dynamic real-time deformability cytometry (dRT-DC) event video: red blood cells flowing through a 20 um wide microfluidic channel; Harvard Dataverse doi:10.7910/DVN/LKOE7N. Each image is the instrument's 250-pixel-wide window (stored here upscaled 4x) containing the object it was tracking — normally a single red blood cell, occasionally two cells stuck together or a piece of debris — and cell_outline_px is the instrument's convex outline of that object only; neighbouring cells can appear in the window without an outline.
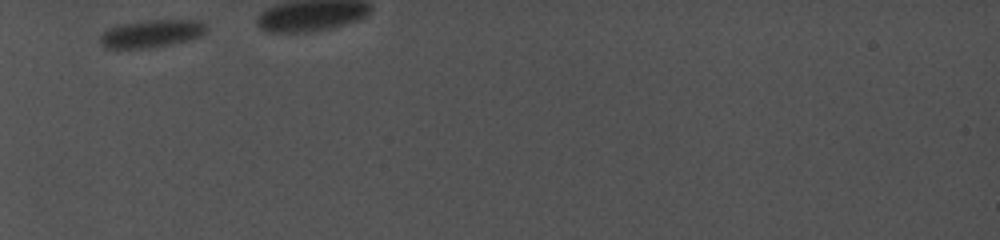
{"species": "common noctule bat (a hibernating species)", "species_latin": "Nyctalus noctula", "temperature_condition": "cold", "stored_images_in_passage": 18, "camera_frame_rate_fps": 5000, "um_per_image_px": 0.085, "animal": {"sex": "female", "body_mass_g": 19.0, "forearm_length_mm": 56.7}, "frame": {"image": 1, "passage_image": 1, "time_ms": 0.0, "image_size_px": [1000, 240], "cell_outline_px": [[208, 28], [200, 36], [172, 44], [144, 48], [104, 48], [100, 44], [100, 36], [108, 28], [120, 24], [148, 20], [200, 20]], "centroid_in_image_um": [12.85, 2.85], "position_along_channel_um": 72.2, "area_um2": 16.99}}